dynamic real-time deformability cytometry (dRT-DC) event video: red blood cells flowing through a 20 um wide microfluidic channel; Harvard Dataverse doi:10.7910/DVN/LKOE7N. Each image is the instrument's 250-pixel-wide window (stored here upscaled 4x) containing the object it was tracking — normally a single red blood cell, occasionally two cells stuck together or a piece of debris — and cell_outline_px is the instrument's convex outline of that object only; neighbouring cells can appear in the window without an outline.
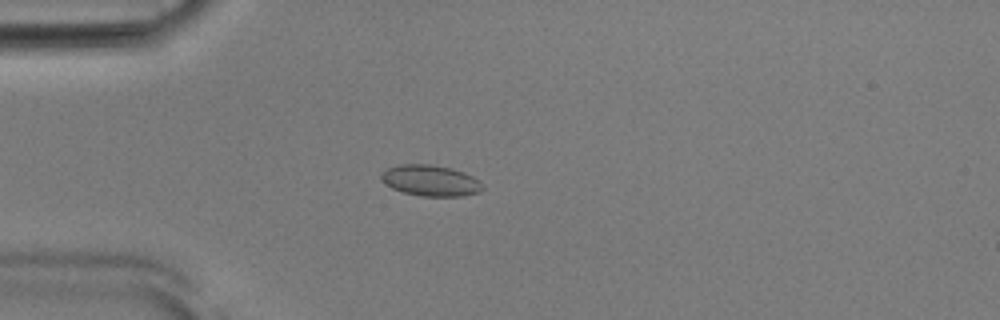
{"species": "Egyptian fruit bat (a non-hibernating species)", "species_latin": "Rousettus aegyptiacus", "temperature_condition": "room temperature", "stored_images_in_passage": 49, "camera_frame_rate_fps": 3000, "um_per_image_px": 0.085, "animal": {"sex": "male"}, "frame": {"image": 1, "passage_image": 11, "time_ms": 3.333, "image_size_px": [1000, 320], "cell_outline_px": [[484, 188], [480, 192], [464, 196], [420, 196], [404, 192], [392, 188], [384, 184], [380, 180], [380, 176], [388, 168], [400, 164], [428, 164], [452, 168], [464, 172], [480, 180], [484, 184]], "centroid_in_image_um": [36.62, 15.35], "position_along_channel_um": 48.4, "area_um2": 18.5}}
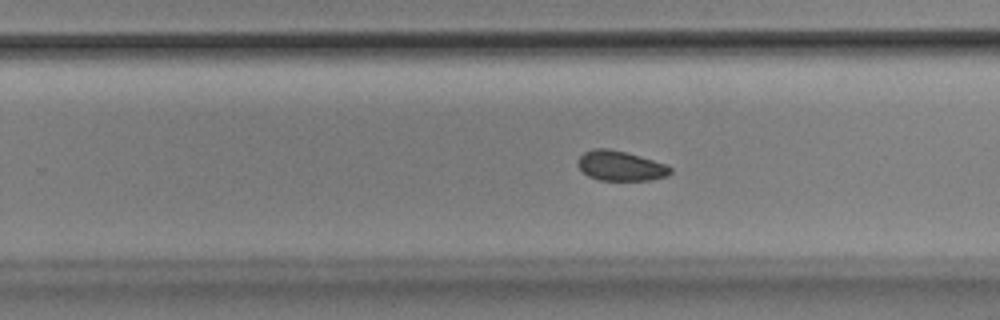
{"frame": {"image": 2, "passage_image": 30, "time_ms": 9.667, "image_size_px": [1000, 320], "cell_outline_px": [[672, 172], [668, 176], [648, 180], [600, 180], [588, 176], [576, 164], [576, 160], [584, 152], [592, 148], [608, 148], [640, 156], [664, 164], [672, 168]], "centroid_in_image_um": [52.71, 14.09], "position_along_channel_um": 277.1, "area_um2": 16.07}}
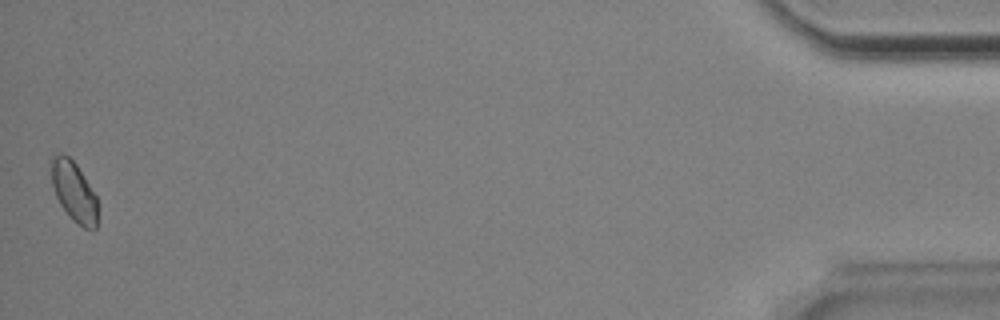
{"frame": {"image": 3, "passage_image": 49, "time_ms": 16.0, "image_size_px": [1000, 320], "cell_outline_px": [[96, 228], [84, 228], [72, 220], [68, 216], [60, 204], [56, 196], [52, 184], [52, 156], [60, 152], [68, 156], [76, 164], [84, 176], [96, 196]], "centroid_in_image_um": [6.26, 16.27], "position_along_channel_um": 428.9, "area_um2": 15.9}, "authors_computed_cell_mechanics": {"area_um2": 16.762, "velocity_mm_per_s": 3.8427, "shape_relaxation_time_tau1_ms": 2.8246, "shape_relaxation_time_tau2_ms": 8.7013, "deformation_change_tau1": 0.041, "deformation_change_tau2": 0.0939}}